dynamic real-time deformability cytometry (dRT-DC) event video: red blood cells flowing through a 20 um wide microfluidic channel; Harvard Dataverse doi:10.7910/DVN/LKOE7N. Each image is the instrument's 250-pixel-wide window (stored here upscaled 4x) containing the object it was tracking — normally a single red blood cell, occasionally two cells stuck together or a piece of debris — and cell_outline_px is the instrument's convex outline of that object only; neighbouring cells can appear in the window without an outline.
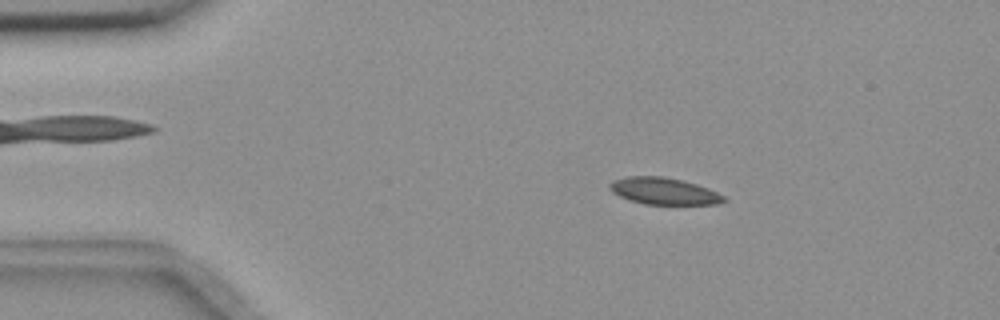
{"species": "common noctule bat (a hibernating species)", "species_latin": "Nyctalus noctula", "temperature_condition": "room temperature", "stored_images_in_passage": 4, "camera_frame_rate_fps": 3000, "um_per_image_px": 0.085, "animal": {"sex": "female", "body_mass_g": 18.4}, "frame": {"image": 1, "passage_image": 2, "time_ms": 0.333, "image_size_px": [1000, 320], "cell_outline_px": [[728, 200], [716, 204], [644, 204], [620, 196], [612, 192], [608, 188], [608, 184], [612, 180], [628, 176], [664, 176], [696, 184], [708, 188], [724, 196]], "centroid_in_image_um": [56.4, 16.23], "position_along_channel_um": 28.6, "area_um2": 17.74}}